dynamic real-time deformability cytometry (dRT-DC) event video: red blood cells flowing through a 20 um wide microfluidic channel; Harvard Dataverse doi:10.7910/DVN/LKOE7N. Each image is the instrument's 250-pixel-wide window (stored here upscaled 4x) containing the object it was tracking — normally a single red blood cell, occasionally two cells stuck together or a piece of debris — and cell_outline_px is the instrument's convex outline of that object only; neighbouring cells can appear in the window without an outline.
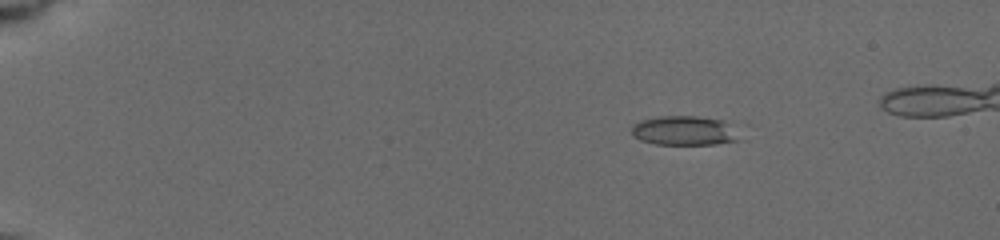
{"species": "common noctule bat (a hibernating species)", "species_latin": "Nyctalus noctula", "temperature_condition": "cold", "stored_images_in_passage": 27, "camera_frame_rate_fps": 3000, "um_per_image_px": 0.085, "animal": {"sex": "female", "body_mass_g": 19.5, "forearm_length_mm": 54.1}, "frame": {"image": 1, "passage_image": 7, "time_ms": 3.0, "image_size_px": [1000, 240], "cell_outline_px": [[740, 140], [716, 144], [656, 144], [640, 140], [632, 136], [632, 124], [644, 120], [660, 116], [696, 116], [720, 120], [728, 124], [732, 128]], "centroid_in_image_um": [58.11, 11.11], "position_along_channel_um": 26.9, "area_um2": 18.15}}
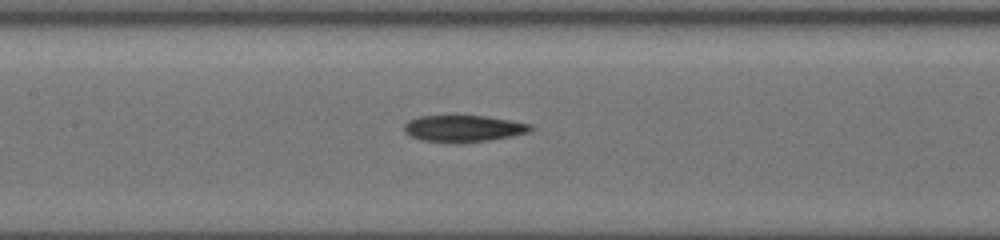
{"frame": {"image": 2, "passage_image": 18, "time_ms": 9.333, "image_size_px": [1000, 240], "cell_outline_px": [[532, 128], [528, 132], [488, 140], [456, 144], [420, 140], [408, 136], [404, 132], [404, 124], [408, 120], [420, 116], [484, 116], [532, 124]], "centroid_in_image_um": [39.3, 10.94], "position_along_channel_um": 168.1, "area_um2": 19.65}}
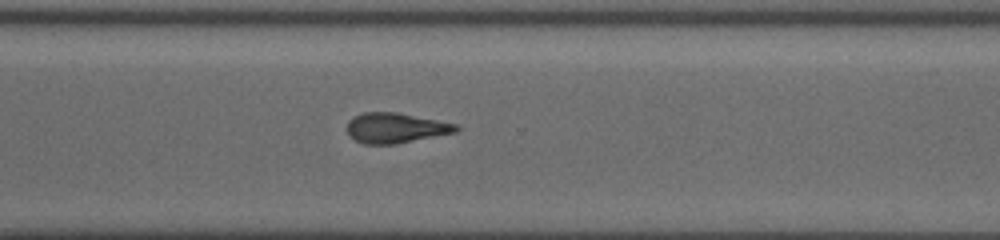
{"frame": {"image": 3, "passage_image": 27, "time_ms": 13.667, "image_size_px": [1000, 240], "cell_outline_px": [[460, 128], [456, 132], [392, 144], [364, 144], [348, 136], [348, 120], [352, 116], [364, 112], [396, 112], [456, 124]], "centroid_in_image_um": [33.57, 10.86], "position_along_channel_um": 337.0, "area_um2": 18.9}}